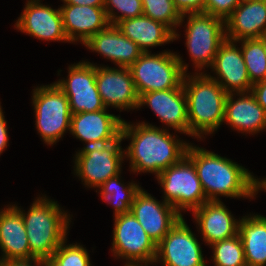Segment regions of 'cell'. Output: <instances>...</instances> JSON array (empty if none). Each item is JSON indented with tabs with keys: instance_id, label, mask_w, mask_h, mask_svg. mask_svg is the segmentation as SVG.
Segmentation results:
<instances>
[{
	"instance_id": "obj_25",
	"label": "cell",
	"mask_w": 266,
	"mask_h": 266,
	"mask_svg": "<svg viewBox=\"0 0 266 266\" xmlns=\"http://www.w3.org/2000/svg\"><path fill=\"white\" fill-rule=\"evenodd\" d=\"M116 26L123 35L135 42L143 53L151 52L149 47L174 41V33L166 25L145 15L119 21Z\"/></svg>"
},
{
	"instance_id": "obj_41",
	"label": "cell",
	"mask_w": 266,
	"mask_h": 266,
	"mask_svg": "<svg viewBox=\"0 0 266 266\" xmlns=\"http://www.w3.org/2000/svg\"><path fill=\"white\" fill-rule=\"evenodd\" d=\"M150 263H131V264H125L124 266H148Z\"/></svg>"
},
{
	"instance_id": "obj_43",
	"label": "cell",
	"mask_w": 266,
	"mask_h": 266,
	"mask_svg": "<svg viewBox=\"0 0 266 266\" xmlns=\"http://www.w3.org/2000/svg\"><path fill=\"white\" fill-rule=\"evenodd\" d=\"M36 266H45L44 259L36 258Z\"/></svg>"
},
{
	"instance_id": "obj_26",
	"label": "cell",
	"mask_w": 266,
	"mask_h": 266,
	"mask_svg": "<svg viewBox=\"0 0 266 266\" xmlns=\"http://www.w3.org/2000/svg\"><path fill=\"white\" fill-rule=\"evenodd\" d=\"M247 266H266V217L250 214L239 221Z\"/></svg>"
},
{
	"instance_id": "obj_28",
	"label": "cell",
	"mask_w": 266,
	"mask_h": 266,
	"mask_svg": "<svg viewBox=\"0 0 266 266\" xmlns=\"http://www.w3.org/2000/svg\"><path fill=\"white\" fill-rule=\"evenodd\" d=\"M241 43L247 72L252 84L266 79V55L260 39H244L236 41Z\"/></svg>"
},
{
	"instance_id": "obj_16",
	"label": "cell",
	"mask_w": 266,
	"mask_h": 266,
	"mask_svg": "<svg viewBox=\"0 0 266 266\" xmlns=\"http://www.w3.org/2000/svg\"><path fill=\"white\" fill-rule=\"evenodd\" d=\"M15 28L39 40L69 42L60 8L43 5L41 0H27Z\"/></svg>"
},
{
	"instance_id": "obj_9",
	"label": "cell",
	"mask_w": 266,
	"mask_h": 266,
	"mask_svg": "<svg viewBox=\"0 0 266 266\" xmlns=\"http://www.w3.org/2000/svg\"><path fill=\"white\" fill-rule=\"evenodd\" d=\"M122 136L111 143L84 146L75 154L74 175L85 187L99 188L110 177L121 173L125 159Z\"/></svg>"
},
{
	"instance_id": "obj_5",
	"label": "cell",
	"mask_w": 266,
	"mask_h": 266,
	"mask_svg": "<svg viewBox=\"0 0 266 266\" xmlns=\"http://www.w3.org/2000/svg\"><path fill=\"white\" fill-rule=\"evenodd\" d=\"M177 54L144 52L129 67L139 97L146 92L179 88L183 84L188 64Z\"/></svg>"
},
{
	"instance_id": "obj_42",
	"label": "cell",
	"mask_w": 266,
	"mask_h": 266,
	"mask_svg": "<svg viewBox=\"0 0 266 266\" xmlns=\"http://www.w3.org/2000/svg\"><path fill=\"white\" fill-rule=\"evenodd\" d=\"M259 39H260V40L262 41V43H263V47H264L265 55H266V33H265L263 36H261Z\"/></svg>"
},
{
	"instance_id": "obj_24",
	"label": "cell",
	"mask_w": 266,
	"mask_h": 266,
	"mask_svg": "<svg viewBox=\"0 0 266 266\" xmlns=\"http://www.w3.org/2000/svg\"><path fill=\"white\" fill-rule=\"evenodd\" d=\"M0 249V262L35 258L30 253L22 215L14 205L0 210Z\"/></svg>"
},
{
	"instance_id": "obj_19",
	"label": "cell",
	"mask_w": 266,
	"mask_h": 266,
	"mask_svg": "<svg viewBox=\"0 0 266 266\" xmlns=\"http://www.w3.org/2000/svg\"><path fill=\"white\" fill-rule=\"evenodd\" d=\"M59 8L63 29L69 43L80 41L84 44L90 37L110 24L104 6L64 4Z\"/></svg>"
},
{
	"instance_id": "obj_39",
	"label": "cell",
	"mask_w": 266,
	"mask_h": 266,
	"mask_svg": "<svg viewBox=\"0 0 266 266\" xmlns=\"http://www.w3.org/2000/svg\"><path fill=\"white\" fill-rule=\"evenodd\" d=\"M260 178H257V192H259V190H264L266 192V178L265 179H261L259 181Z\"/></svg>"
},
{
	"instance_id": "obj_6",
	"label": "cell",
	"mask_w": 266,
	"mask_h": 266,
	"mask_svg": "<svg viewBox=\"0 0 266 266\" xmlns=\"http://www.w3.org/2000/svg\"><path fill=\"white\" fill-rule=\"evenodd\" d=\"M187 18L185 38L196 73L210 68L220 45L226 40L225 20L204 12L182 14L180 25ZM200 69V70H199Z\"/></svg>"
},
{
	"instance_id": "obj_31",
	"label": "cell",
	"mask_w": 266,
	"mask_h": 266,
	"mask_svg": "<svg viewBox=\"0 0 266 266\" xmlns=\"http://www.w3.org/2000/svg\"><path fill=\"white\" fill-rule=\"evenodd\" d=\"M104 9L108 21L114 25L119 21L143 15L142 0H105Z\"/></svg>"
},
{
	"instance_id": "obj_38",
	"label": "cell",
	"mask_w": 266,
	"mask_h": 266,
	"mask_svg": "<svg viewBox=\"0 0 266 266\" xmlns=\"http://www.w3.org/2000/svg\"><path fill=\"white\" fill-rule=\"evenodd\" d=\"M64 4H75L82 6H104L105 0H61Z\"/></svg>"
},
{
	"instance_id": "obj_30",
	"label": "cell",
	"mask_w": 266,
	"mask_h": 266,
	"mask_svg": "<svg viewBox=\"0 0 266 266\" xmlns=\"http://www.w3.org/2000/svg\"><path fill=\"white\" fill-rule=\"evenodd\" d=\"M213 249L212 259L214 266H247L241 237L222 240L210 245Z\"/></svg>"
},
{
	"instance_id": "obj_35",
	"label": "cell",
	"mask_w": 266,
	"mask_h": 266,
	"mask_svg": "<svg viewBox=\"0 0 266 266\" xmlns=\"http://www.w3.org/2000/svg\"><path fill=\"white\" fill-rule=\"evenodd\" d=\"M251 93L255 96L258 104L266 111V79L254 83Z\"/></svg>"
},
{
	"instance_id": "obj_12",
	"label": "cell",
	"mask_w": 266,
	"mask_h": 266,
	"mask_svg": "<svg viewBox=\"0 0 266 266\" xmlns=\"http://www.w3.org/2000/svg\"><path fill=\"white\" fill-rule=\"evenodd\" d=\"M202 248L185 219L181 217L157 244L155 263L163 266H207Z\"/></svg>"
},
{
	"instance_id": "obj_17",
	"label": "cell",
	"mask_w": 266,
	"mask_h": 266,
	"mask_svg": "<svg viewBox=\"0 0 266 266\" xmlns=\"http://www.w3.org/2000/svg\"><path fill=\"white\" fill-rule=\"evenodd\" d=\"M147 105L164 125L189 135L187 98L179 88L146 92L139 97L138 109Z\"/></svg>"
},
{
	"instance_id": "obj_21",
	"label": "cell",
	"mask_w": 266,
	"mask_h": 266,
	"mask_svg": "<svg viewBox=\"0 0 266 266\" xmlns=\"http://www.w3.org/2000/svg\"><path fill=\"white\" fill-rule=\"evenodd\" d=\"M118 67L129 68L143 53L138 45L121 33L114 24L94 34L84 44Z\"/></svg>"
},
{
	"instance_id": "obj_20",
	"label": "cell",
	"mask_w": 266,
	"mask_h": 266,
	"mask_svg": "<svg viewBox=\"0 0 266 266\" xmlns=\"http://www.w3.org/2000/svg\"><path fill=\"white\" fill-rule=\"evenodd\" d=\"M192 214L203 241L209 246L238 235L240 218L235 219L221 200L207 201Z\"/></svg>"
},
{
	"instance_id": "obj_44",
	"label": "cell",
	"mask_w": 266,
	"mask_h": 266,
	"mask_svg": "<svg viewBox=\"0 0 266 266\" xmlns=\"http://www.w3.org/2000/svg\"><path fill=\"white\" fill-rule=\"evenodd\" d=\"M245 1H266V0H245Z\"/></svg>"
},
{
	"instance_id": "obj_2",
	"label": "cell",
	"mask_w": 266,
	"mask_h": 266,
	"mask_svg": "<svg viewBox=\"0 0 266 266\" xmlns=\"http://www.w3.org/2000/svg\"><path fill=\"white\" fill-rule=\"evenodd\" d=\"M186 155L193 161L208 201H220L219 196L254 199L258 194L256 177L233 160L192 143Z\"/></svg>"
},
{
	"instance_id": "obj_23",
	"label": "cell",
	"mask_w": 266,
	"mask_h": 266,
	"mask_svg": "<svg viewBox=\"0 0 266 266\" xmlns=\"http://www.w3.org/2000/svg\"><path fill=\"white\" fill-rule=\"evenodd\" d=\"M226 39H259L266 33V1L243 0L225 20Z\"/></svg>"
},
{
	"instance_id": "obj_27",
	"label": "cell",
	"mask_w": 266,
	"mask_h": 266,
	"mask_svg": "<svg viewBox=\"0 0 266 266\" xmlns=\"http://www.w3.org/2000/svg\"><path fill=\"white\" fill-rule=\"evenodd\" d=\"M120 179L121 173L110 177L96 189L103 201L113 205L114 216L131 212L135 195L141 189L137 183L129 182L124 185L125 183H122Z\"/></svg>"
},
{
	"instance_id": "obj_13",
	"label": "cell",
	"mask_w": 266,
	"mask_h": 266,
	"mask_svg": "<svg viewBox=\"0 0 266 266\" xmlns=\"http://www.w3.org/2000/svg\"><path fill=\"white\" fill-rule=\"evenodd\" d=\"M96 84L106 108L138 109L139 95L129 68L96 65Z\"/></svg>"
},
{
	"instance_id": "obj_32",
	"label": "cell",
	"mask_w": 266,
	"mask_h": 266,
	"mask_svg": "<svg viewBox=\"0 0 266 266\" xmlns=\"http://www.w3.org/2000/svg\"><path fill=\"white\" fill-rule=\"evenodd\" d=\"M66 240L53 253L52 258L61 266H92L87 249L77 243L67 245Z\"/></svg>"
},
{
	"instance_id": "obj_40",
	"label": "cell",
	"mask_w": 266,
	"mask_h": 266,
	"mask_svg": "<svg viewBox=\"0 0 266 266\" xmlns=\"http://www.w3.org/2000/svg\"><path fill=\"white\" fill-rule=\"evenodd\" d=\"M45 266H61L52 257L44 259Z\"/></svg>"
},
{
	"instance_id": "obj_3",
	"label": "cell",
	"mask_w": 266,
	"mask_h": 266,
	"mask_svg": "<svg viewBox=\"0 0 266 266\" xmlns=\"http://www.w3.org/2000/svg\"><path fill=\"white\" fill-rule=\"evenodd\" d=\"M183 89L187 98L189 136L204 138L213 134L224 121L228 93L205 72L184 75Z\"/></svg>"
},
{
	"instance_id": "obj_8",
	"label": "cell",
	"mask_w": 266,
	"mask_h": 266,
	"mask_svg": "<svg viewBox=\"0 0 266 266\" xmlns=\"http://www.w3.org/2000/svg\"><path fill=\"white\" fill-rule=\"evenodd\" d=\"M156 179L164 191V201L172 205L182 217L183 210L193 212L208 201L193 161L187 155L162 171Z\"/></svg>"
},
{
	"instance_id": "obj_34",
	"label": "cell",
	"mask_w": 266,
	"mask_h": 266,
	"mask_svg": "<svg viewBox=\"0 0 266 266\" xmlns=\"http://www.w3.org/2000/svg\"><path fill=\"white\" fill-rule=\"evenodd\" d=\"M181 14L204 12V0H173Z\"/></svg>"
},
{
	"instance_id": "obj_14",
	"label": "cell",
	"mask_w": 266,
	"mask_h": 266,
	"mask_svg": "<svg viewBox=\"0 0 266 266\" xmlns=\"http://www.w3.org/2000/svg\"><path fill=\"white\" fill-rule=\"evenodd\" d=\"M131 212L156 245L182 217L172 205L157 201L143 188L135 195Z\"/></svg>"
},
{
	"instance_id": "obj_33",
	"label": "cell",
	"mask_w": 266,
	"mask_h": 266,
	"mask_svg": "<svg viewBox=\"0 0 266 266\" xmlns=\"http://www.w3.org/2000/svg\"><path fill=\"white\" fill-rule=\"evenodd\" d=\"M243 0H204V13L226 20Z\"/></svg>"
},
{
	"instance_id": "obj_1",
	"label": "cell",
	"mask_w": 266,
	"mask_h": 266,
	"mask_svg": "<svg viewBox=\"0 0 266 266\" xmlns=\"http://www.w3.org/2000/svg\"><path fill=\"white\" fill-rule=\"evenodd\" d=\"M121 136L123 140L130 139L126 147L125 158L130 160L132 172L154 173L162 171L179 162L185 155L190 143L180 140L170 134L166 128L138 122L130 124L123 121Z\"/></svg>"
},
{
	"instance_id": "obj_29",
	"label": "cell",
	"mask_w": 266,
	"mask_h": 266,
	"mask_svg": "<svg viewBox=\"0 0 266 266\" xmlns=\"http://www.w3.org/2000/svg\"><path fill=\"white\" fill-rule=\"evenodd\" d=\"M142 5L143 15L163 23L174 33V40L179 39L176 28L181 27L182 14L173 0H142Z\"/></svg>"
},
{
	"instance_id": "obj_18",
	"label": "cell",
	"mask_w": 266,
	"mask_h": 266,
	"mask_svg": "<svg viewBox=\"0 0 266 266\" xmlns=\"http://www.w3.org/2000/svg\"><path fill=\"white\" fill-rule=\"evenodd\" d=\"M123 119L107 112V108L95 112L72 114L70 133L85 142L86 146L111 143L121 136Z\"/></svg>"
},
{
	"instance_id": "obj_36",
	"label": "cell",
	"mask_w": 266,
	"mask_h": 266,
	"mask_svg": "<svg viewBox=\"0 0 266 266\" xmlns=\"http://www.w3.org/2000/svg\"><path fill=\"white\" fill-rule=\"evenodd\" d=\"M7 130V122L5 120L2 106L0 105V155L8 146L9 137Z\"/></svg>"
},
{
	"instance_id": "obj_22",
	"label": "cell",
	"mask_w": 266,
	"mask_h": 266,
	"mask_svg": "<svg viewBox=\"0 0 266 266\" xmlns=\"http://www.w3.org/2000/svg\"><path fill=\"white\" fill-rule=\"evenodd\" d=\"M237 95V100L234 99ZM232 129L257 134L266 129V111L251 93H229L225 101L224 121Z\"/></svg>"
},
{
	"instance_id": "obj_11",
	"label": "cell",
	"mask_w": 266,
	"mask_h": 266,
	"mask_svg": "<svg viewBox=\"0 0 266 266\" xmlns=\"http://www.w3.org/2000/svg\"><path fill=\"white\" fill-rule=\"evenodd\" d=\"M68 98L72 114L95 112L104 106L96 84V65L83 61L68 67V76L55 82Z\"/></svg>"
},
{
	"instance_id": "obj_7",
	"label": "cell",
	"mask_w": 266,
	"mask_h": 266,
	"mask_svg": "<svg viewBox=\"0 0 266 266\" xmlns=\"http://www.w3.org/2000/svg\"><path fill=\"white\" fill-rule=\"evenodd\" d=\"M32 103L36 129L46 145H53L70 131L72 113L68 98L55 82L34 88Z\"/></svg>"
},
{
	"instance_id": "obj_15",
	"label": "cell",
	"mask_w": 266,
	"mask_h": 266,
	"mask_svg": "<svg viewBox=\"0 0 266 266\" xmlns=\"http://www.w3.org/2000/svg\"><path fill=\"white\" fill-rule=\"evenodd\" d=\"M236 41L225 40L219 47L214 61L210 66L217 77L207 74L229 94L251 92L247 67L241 49ZM237 46V47H236Z\"/></svg>"
},
{
	"instance_id": "obj_37",
	"label": "cell",
	"mask_w": 266,
	"mask_h": 266,
	"mask_svg": "<svg viewBox=\"0 0 266 266\" xmlns=\"http://www.w3.org/2000/svg\"><path fill=\"white\" fill-rule=\"evenodd\" d=\"M0 266H36V258L1 261Z\"/></svg>"
},
{
	"instance_id": "obj_10",
	"label": "cell",
	"mask_w": 266,
	"mask_h": 266,
	"mask_svg": "<svg viewBox=\"0 0 266 266\" xmlns=\"http://www.w3.org/2000/svg\"><path fill=\"white\" fill-rule=\"evenodd\" d=\"M112 238L111 252L115 259L126 260L124 264L155 262L157 245L132 212L114 216Z\"/></svg>"
},
{
	"instance_id": "obj_4",
	"label": "cell",
	"mask_w": 266,
	"mask_h": 266,
	"mask_svg": "<svg viewBox=\"0 0 266 266\" xmlns=\"http://www.w3.org/2000/svg\"><path fill=\"white\" fill-rule=\"evenodd\" d=\"M14 206L22 215L30 253L35 258L52 257L67 237L72 219L70 214L62 210L57 201L48 199L46 195L37 197L27 213L16 204Z\"/></svg>"
}]
</instances>
